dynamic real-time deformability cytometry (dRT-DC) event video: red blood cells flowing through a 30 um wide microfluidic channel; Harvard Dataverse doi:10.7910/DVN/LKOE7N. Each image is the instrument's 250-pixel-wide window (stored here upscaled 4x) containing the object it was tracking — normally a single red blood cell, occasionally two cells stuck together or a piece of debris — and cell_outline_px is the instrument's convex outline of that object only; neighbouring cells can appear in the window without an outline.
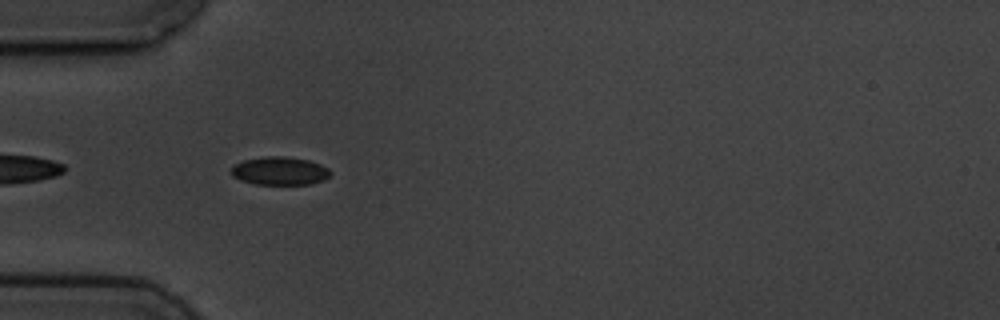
{"species": "common noctule bat (a hibernating species)", "species_latin": "Nyctalus noctula", "temperature_condition": "cold", "stored_images_in_passage": 7, "camera_frame_rate_fps": 3000, "um_per_image_px": 0.085, "animal": {"sex": "male", "body_mass_g": 19.5, "forearm_length_mm": 54.6}, "frame": {"image": 1, "passage_image": 4, "time_ms": 3.333, "image_size_px": [1000, 320], "cell_outline_px": [[332, 172], [324, 180], [312, 184], [256, 184], [240, 180], [232, 176], [232, 168], [236, 164], [244, 160], [268, 156], [284, 156], [308, 160], [320, 164], [328, 168]], "centroid_in_image_um": [23.8, 14.53], "position_along_channel_um": 61.2, "area_um2": 16.18}}
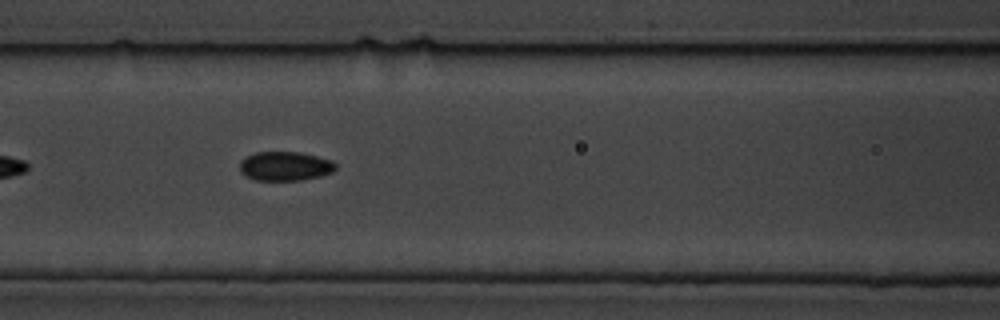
{"frame": {"image": 2, "passage_image": 6, "time_ms": 5.667, "image_size_px": [1000, 320], "cell_outline_px": [[336, 168], [332, 172], [320, 176], [300, 180], [256, 180], [240, 172], [240, 160], [256, 152], [300, 152], [332, 160], [336, 164]], "centroid_in_image_um": [24.24, 14.12], "position_along_channel_um": 142.4, "area_um2": 16.18}}
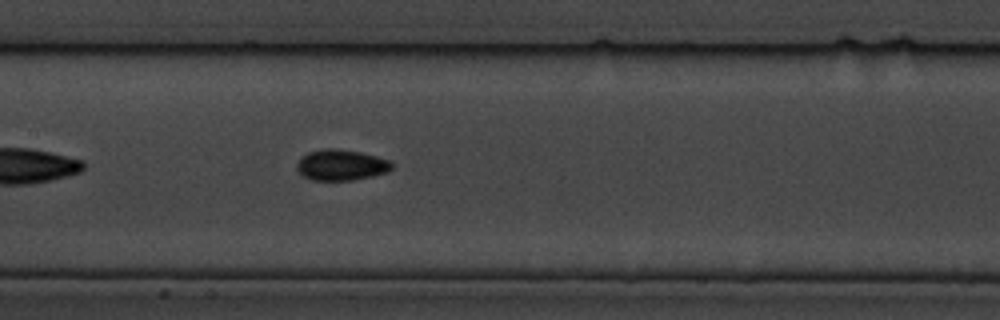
{"frame": {"image": 3, "passage_image": 7, "time_ms": 6.667, "image_size_px": [1000, 320], "cell_outline_px": [[392, 168], [388, 172], [372, 176], [352, 180], [312, 180], [304, 176], [296, 168], [296, 164], [300, 156], [308, 152], [324, 148], [332, 148], [360, 152], [376, 156], [388, 160], [392, 164]], "centroid_in_image_um": [28.97, 14.02], "position_along_channel_um": 178.4, "area_um2": 17.05}}